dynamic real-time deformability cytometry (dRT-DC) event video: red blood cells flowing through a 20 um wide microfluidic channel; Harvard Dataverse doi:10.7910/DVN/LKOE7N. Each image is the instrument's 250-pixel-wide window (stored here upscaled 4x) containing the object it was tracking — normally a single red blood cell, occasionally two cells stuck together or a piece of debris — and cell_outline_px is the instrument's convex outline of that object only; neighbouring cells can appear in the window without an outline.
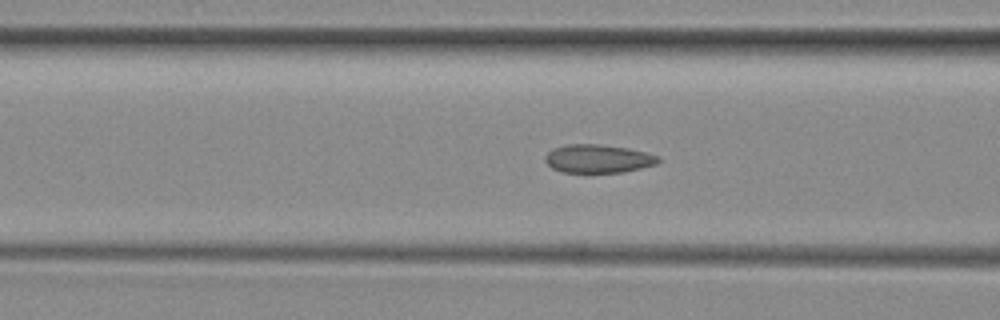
{"species": "common noctule bat (a hibernating species)", "species_latin": "Nyctalus noctula", "temperature_condition": "room temperature", "stored_images_in_passage": 36, "camera_frame_rate_fps": 3000, "um_per_image_px": 0.085, "animal": {"sex": "female", "body_mass_g": 29.2, "forearm_length_mm": 56.3}, "frame": {"image": 1, "passage_image": 19, "time_ms": 6.0, "image_size_px": [1000, 320], "cell_outline_px": [[660, 160], [656, 164], [624, 172], [560, 172], [552, 168], [544, 160], [544, 156], [552, 148], [568, 144], [600, 144], [628, 148], [660, 156]], "centroid_in_image_um": [50.81, 13.48], "position_along_channel_um": 115.8, "area_um2": 18.73}}
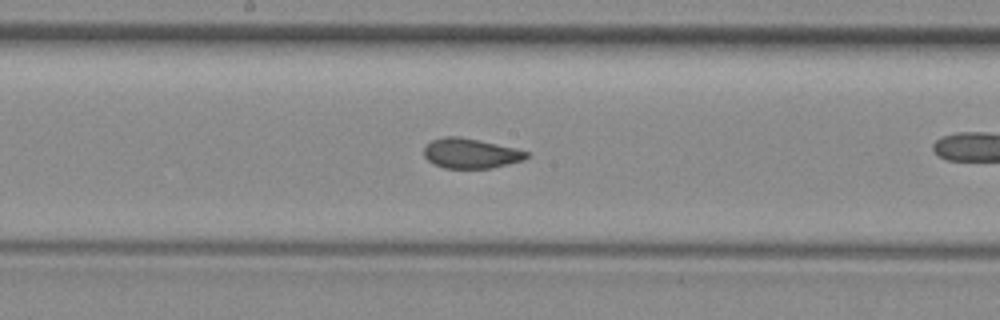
{"frame": {"image": 2, "passage_image": 26, "time_ms": 8.333, "image_size_px": [1000, 320], "cell_outline_px": [[528, 156], [524, 160], [492, 168], [444, 168], [432, 164], [424, 156], [424, 144], [432, 140], [444, 136], [460, 136], [480, 140], [516, 148], [528, 152]], "centroid_in_image_um": [39.97, 13.03], "position_along_channel_um": 208.2, "area_um2": 18.09}}
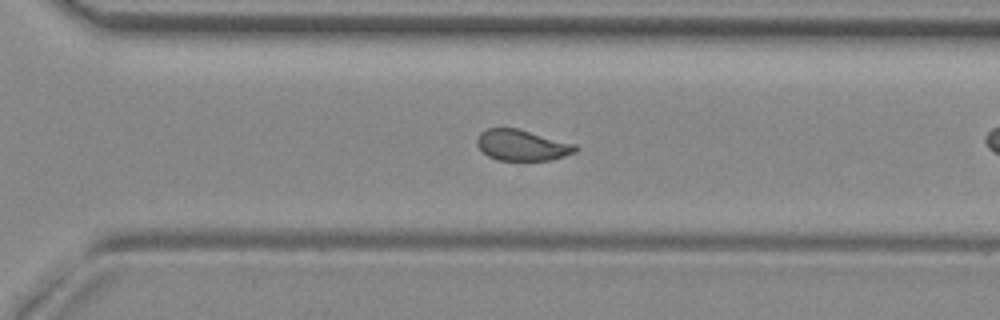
{"frame": {"image": 3, "passage_image": 35, "time_ms": 11.333, "image_size_px": [1000, 320], "cell_outline_px": [[576, 152], [552, 160], [496, 160], [488, 156], [476, 144], [476, 140], [480, 132], [488, 128], [516, 128], [576, 144]], "centroid_in_image_um": [44.35, 12.34], "position_along_channel_um": 326.2, "area_um2": 17.63}}